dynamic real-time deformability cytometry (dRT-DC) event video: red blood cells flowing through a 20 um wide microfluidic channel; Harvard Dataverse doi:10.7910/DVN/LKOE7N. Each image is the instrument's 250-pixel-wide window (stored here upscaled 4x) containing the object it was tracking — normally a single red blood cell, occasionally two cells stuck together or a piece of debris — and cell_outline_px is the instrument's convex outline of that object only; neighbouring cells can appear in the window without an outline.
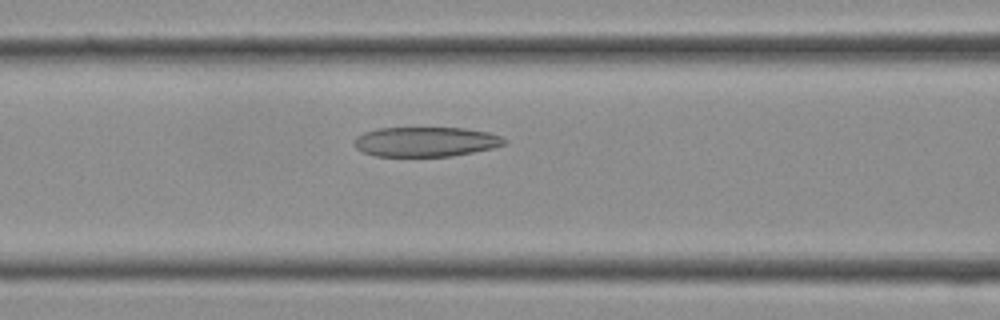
{"species": "Egyptian fruit bat (a non-hibernating species)", "species_latin": "Rousettus aegyptiacus", "temperature_condition": "cold", "stored_images_in_passage": 10, "camera_frame_rate_fps": 3000, "um_per_image_px": 0.085, "frame": {"image": 1, "passage_image": 4, "time_ms": 1.0, "image_size_px": [1000, 320], "cell_outline_px": [[508, 144], [492, 148], [452, 156], [376, 156], [364, 152], [356, 148], [352, 144], [352, 140], [356, 136], [364, 132], [380, 128], [464, 128], [488, 132], [500, 136], [508, 140]], "centroid_in_image_um": [36.18, 12.05], "position_along_channel_um": 130.4, "area_um2": 26.13}}
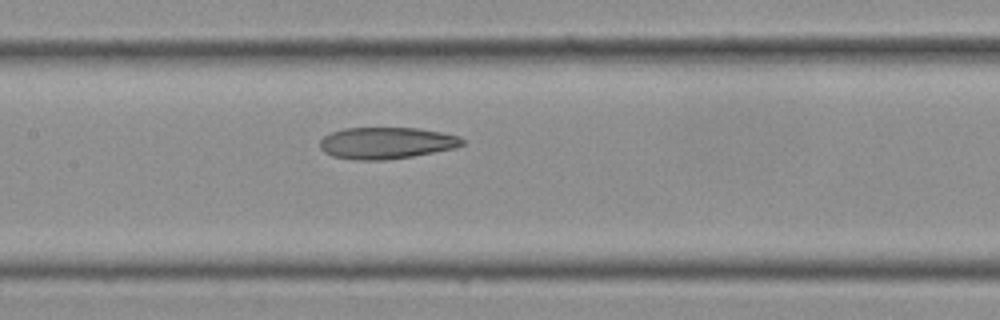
{"frame": {"image": 2, "passage_image": 6, "time_ms": 1.667, "image_size_px": [1000, 320], "cell_outline_px": [[464, 144], [456, 148], [412, 156], [384, 160], [356, 160], [332, 156], [324, 152], [320, 148], [320, 140], [324, 136], [332, 132], [344, 128], [420, 128], [460, 136], [464, 140]], "centroid_in_image_um": [32.85, 12.15], "position_along_channel_um": 174.6, "area_um2": 26.3}}
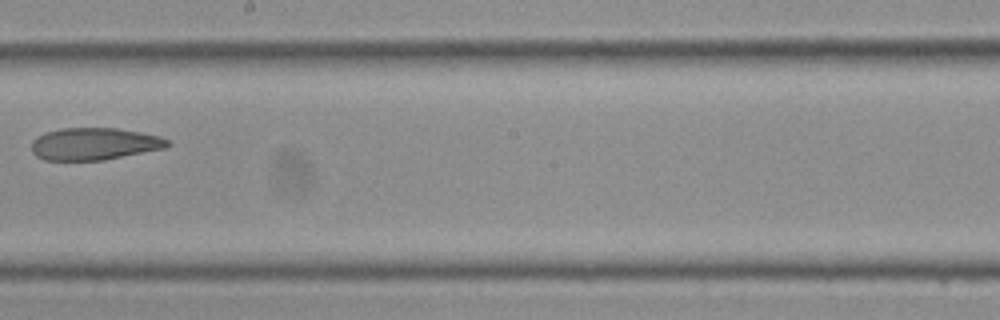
{"frame": {"image": 3, "passage_image": 9, "time_ms": 2.667, "image_size_px": [1000, 320], "cell_outline_px": [[172, 144], [164, 148], [104, 160], [44, 160], [36, 156], [32, 152], [32, 140], [36, 136], [44, 132], [60, 128], [116, 128], [140, 132], [160, 136], [168, 140]], "centroid_in_image_um": [7.98, 12.22], "position_along_channel_um": 240.2, "area_um2": 25.61}}